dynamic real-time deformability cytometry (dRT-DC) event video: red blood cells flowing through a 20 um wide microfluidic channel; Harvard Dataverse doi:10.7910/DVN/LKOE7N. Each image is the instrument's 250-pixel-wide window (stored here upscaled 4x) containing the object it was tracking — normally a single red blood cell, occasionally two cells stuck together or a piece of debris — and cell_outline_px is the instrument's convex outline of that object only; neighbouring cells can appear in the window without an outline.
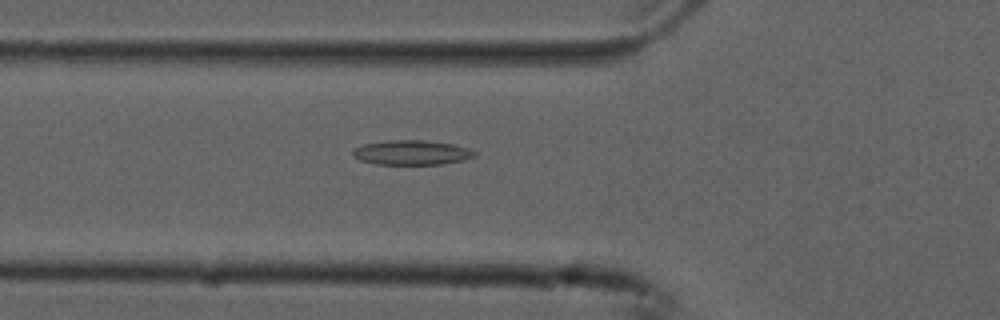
{"species": "common noctule bat (a hibernating species)", "species_latin": "Nyctalus noctula", "temperature_condition": "cold", "stored_images_in_passage": 40, "camera_frame_rate_fps": 3000, "um_per_image_px": 0.085, "animal": {"sex": "male", "forearm_length_mm": 52.5}, "frame": {"image": 1, "passage_image": 5, "time_ms": 1.333, "image_size_px": [1000, 320], "cell_outline_px": [[476, 156], [464, 160], [440, 164], [376, 164], [360, 160], [352, 156], [352, 148], [364, 144], [388, 140], [424, 140], [452, 144], [468, 148], [476, 152]], "centroid_in_image_um": [34.97, 12.96], "position_along_channel_um": 90.8, "area_um2": 17.51}}
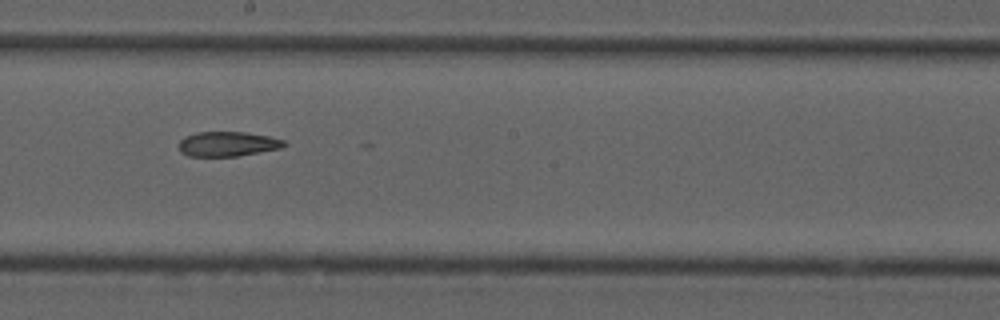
{"frame": {"image": 2, "passage_image": 16, "time_ms": 5.0, "image_size_px": [1000, 320], "cell_outline_px": [[288, 144], [280, 148], [236, 156], [188, 156], [180, 152], [180, 140], [184, 136], [196, 132], [244, 132], [268, 136], [284, 140]], "centroid_in_image_um": [19.33, 12.23], "position_along_channel_um": 228.9, "area_um2": 15.09}}
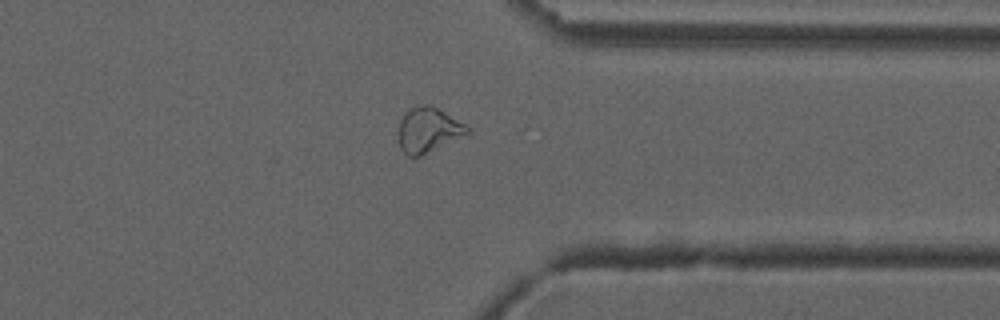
{"frame": {"image": 3, "passage_image": 28, "time_ms": 9.0, "image_size_px": [1000, 320], "cell_outline_px": [[472, 132], [420, 156], [408, 156], [400, 148], [400, 120], [408, 108], [424, 104], [428, 104], [468, 124], [472, 128]], "centroid_in_image_um": [36.46, 11.03], "position_along_channel_um": 374.9, "area_um2": 17.98}}